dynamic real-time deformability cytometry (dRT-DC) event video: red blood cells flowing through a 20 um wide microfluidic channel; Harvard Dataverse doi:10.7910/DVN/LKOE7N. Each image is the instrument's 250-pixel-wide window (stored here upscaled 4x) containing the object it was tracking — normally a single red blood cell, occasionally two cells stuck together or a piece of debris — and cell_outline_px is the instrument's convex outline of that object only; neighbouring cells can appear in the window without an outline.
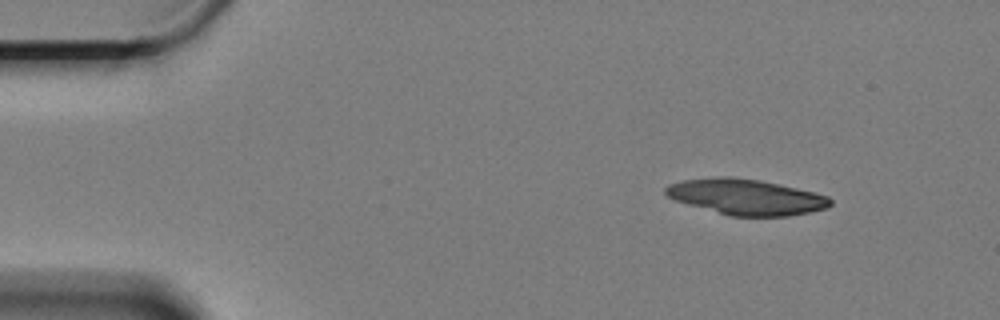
{"species": "Egyptian fruit bat (a non-hibernating species)", "species_latin": "Rousettus aegyptiacus", "temperature_condition": "cold", "stored_images_in_passage": 8, "camera_frame_rate_fps": 3000, "um_per_image_px": 0.085, "animal": {"sex": "female"}, "frame": {"image": 1, "passage_image": 1, "time_ms": 0.0, "image_size_px": [1000, 320], "cell_outline_px": [[832, 204], [828, 208], [788, 216], [732, 216], [688, 204], [676, 200], [668, 196], [664, 192], [664, 188], [668, 184], [680, 180], [716, 176], [728, 176], [760, 180], [780, 184], [828, 196], [832, 200]], "centroid_in_image_um": [63.4, 16.72], "position_along_channel_um": 21.6, "area_um2": 34.16}}